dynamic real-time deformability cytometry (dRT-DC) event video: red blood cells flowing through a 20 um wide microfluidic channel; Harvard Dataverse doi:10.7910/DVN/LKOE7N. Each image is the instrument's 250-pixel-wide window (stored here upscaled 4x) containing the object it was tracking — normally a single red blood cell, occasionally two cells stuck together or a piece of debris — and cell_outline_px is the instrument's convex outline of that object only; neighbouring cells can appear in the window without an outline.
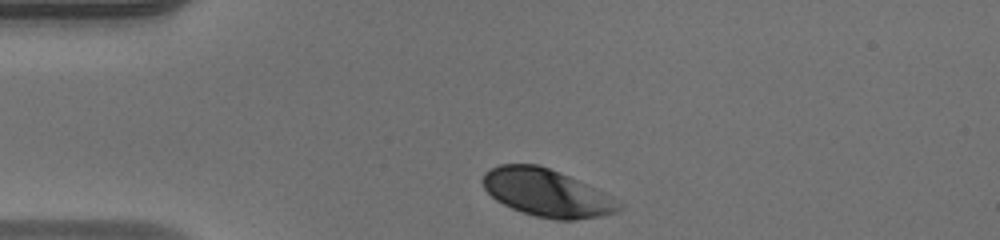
{"species": "human", "species_latin": "Homo sapiens", "temperature_condition": "warm", "stored_images_in_passage": 31, "camera_frame_rate_fps": 3000, "um_per_image_px": 0.085, "donor": {"sex": "male"}, "frame": {"image": 1, "passage_image": 1, "time_ms": 0.0, "image_size_px": [1000, 240], "cell_outline_px": [[624, 208], [616, 212], [600, 216], [572, 220], [556, 220], [536, 216], [512, 208], [496, 200], [484, 188], [480, 180], [484, 172], [500, 164], [536, 164], [548, 168], [568, 176], [612, 196], [624, 204]], "centroid_in_image_um": [46.47, 16.4], "position_along_channel_um": 38.5, "area_um2": 37.51}}
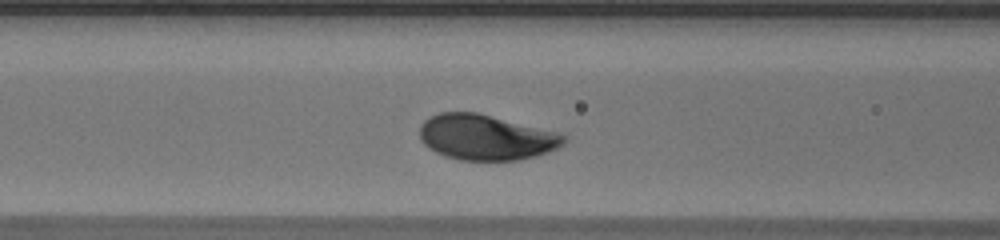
{"frame": {"image": 2, "passage_image": 10, "time_ms": 3.0, "image_size_px": [1000, 240], "cell_outline_px": [[568, 140], [564, 144], [556, 148], [536, 156], [520, 160], [460, 160], [444, 156], [428, 148], [420, 140], [420, 124], [424, 120], [440, 112], [476, 112], [556, 132], [568, 136]], "centroid_in_image_um": [41.29, 11.68], "position_along_channel_um": 125.3, "area_um2": 38.09}}
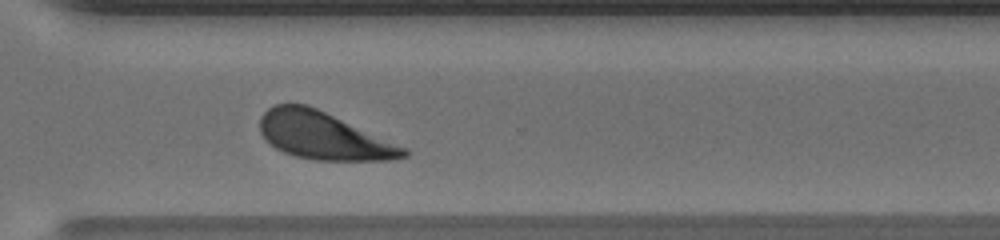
{"frame": {"image": 3, "passage_image": 26, "time_ms": 8.333, "image_size_px": [1000, 240], "cell_outline_px": [[408, 156], [392, 160], [316, 160], [296, 156], [284, 152], [276, 148], [260, 132], [260, 116], [268, 108], [276, 104], [308, 104], [408, 148]], "centroid_in_image_um": [27.52, 11.53], "position_along_channel_um": 343.1, "area_um2": 39.48}, "authors_computed_cell_mechanics": {"area_um2": 38.9572, "velocity_mm_per_s": 4.0859, "shape_relaxation_time_tau1_ms": 1.7417, "shape_relaxation_time_tau2_ms": null, "deformation_change_tau1": 0.1139, "deformation_change_tau2": null}}